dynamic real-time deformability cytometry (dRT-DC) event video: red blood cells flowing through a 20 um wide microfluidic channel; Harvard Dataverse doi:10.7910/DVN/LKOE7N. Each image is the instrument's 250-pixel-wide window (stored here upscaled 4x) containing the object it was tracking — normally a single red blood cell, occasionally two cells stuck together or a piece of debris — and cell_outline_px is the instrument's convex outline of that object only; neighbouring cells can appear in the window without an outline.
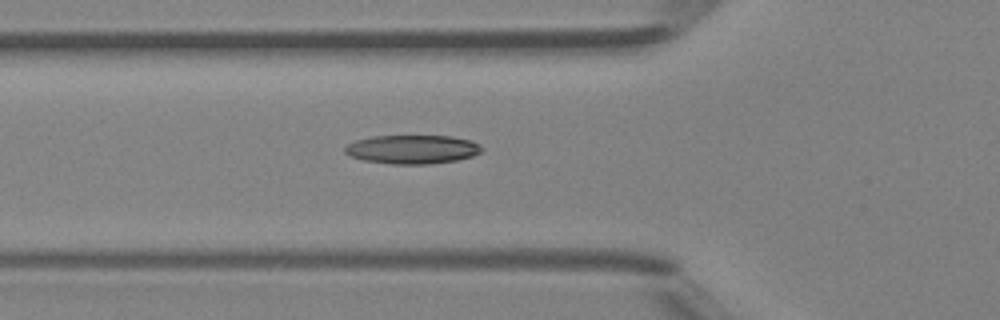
{"species": "Egyptian fruit bat (a non-hibernating species)", "species_latin": "Rousettus aegyptiacus", "temperature_condition": "room temperature", "stored_images_in_passage": 29, "camera_frame_rate_fps": 3000, "um_per_image_px": 0.085, "animal": {"sex": "female"}, "frame": {"image": 1, "passage_image": 2, "time_ms": 0.333, "image_size_px": [1000, 320], "cell_outline_px": [[484, 148], [480, 152], [472, 156], [456, 160], [428, 164], [392, 164], [364, 160], [348, 156], [344, 152], [344, 148], [348, 144], [356, 140], [372, 136], [452, 136], [472, 140], [480, 144]], "centroid_in_image_um": [35.05, 12.69], "position_along_channel_um": 90.7, "area_um2": 23.06}}
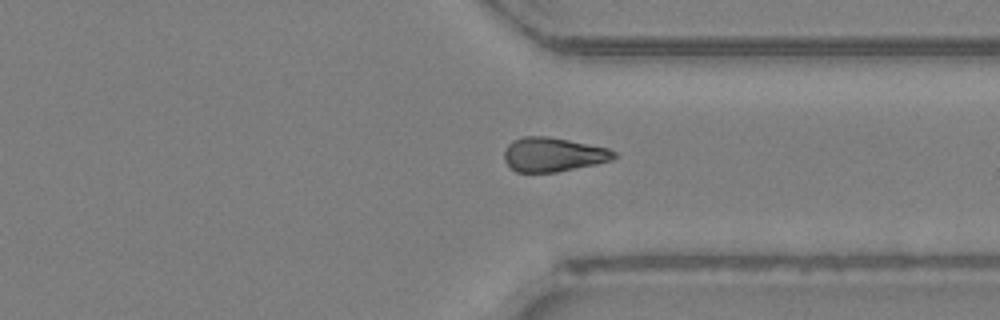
{"frame": {"image": 2, "passage_image": 21, "time_ms": 6.667, "image_size_px": [1000, 320], "cell_outline_px": [[616, 156], [612, 160], [596, 164], [556, 172], [516, 172], [504, 160], [504, 152], [508, 144], [512, 140], [524, 136], [548, 136], [608, 148], [616, 152]], "centroid_in_image_um": [47.01, 13.13], "position_along_channel_um": 364.4, "area_um2": 21.79}}
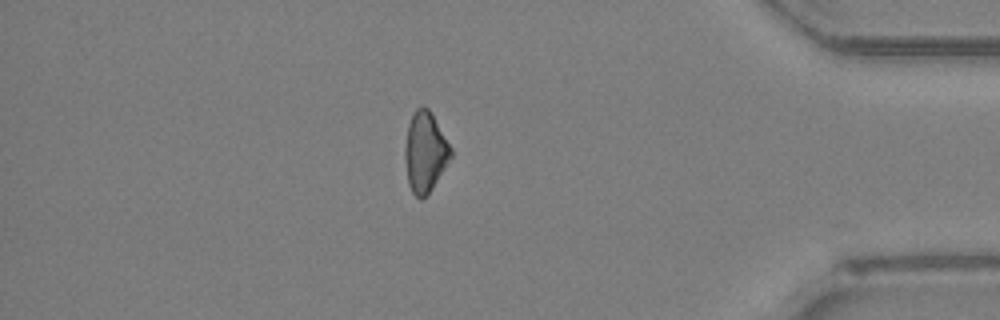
{"frame": {"image": 3, "passage_image": 26, "time_ms": 8.333, "image_size_px": [1000, 320], "cell_outline_px": [[452, 156], [432, 188], [420, 200], [412, 192], [408, 184], [404, 160], [404, 148], [408, 124], [412, 112], [416, 108], [428, 108], [432, 112], [452, 148]], "centroid_in_image_um": [36.12, 12.9], "position_along_channel_um": 399.1, "area_um2": 21.56}}